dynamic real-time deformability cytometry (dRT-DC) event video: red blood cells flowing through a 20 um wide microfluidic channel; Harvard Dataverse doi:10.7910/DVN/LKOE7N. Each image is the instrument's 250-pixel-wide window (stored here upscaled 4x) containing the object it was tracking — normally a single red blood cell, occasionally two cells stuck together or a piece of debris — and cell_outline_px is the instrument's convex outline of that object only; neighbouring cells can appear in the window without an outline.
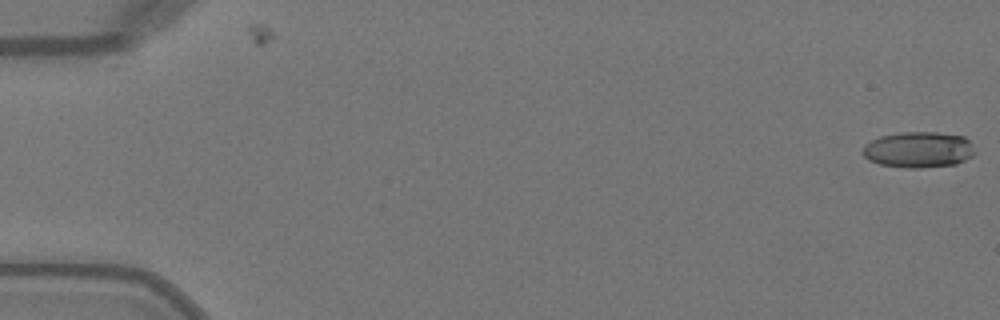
{"species": "Egyptian fruit bat (a non-hibernating species)", "species_latin": "Rousettus aegyptiacus", "temperature_condition": "warm", "stored_images_in_passage": 50, "camera_frame_rate_fps": 3000, "um_per_image_px": 0.085, "animal": {"sex": "female"}, "frame": {"image": 1, "passage_image": 1, "time_ms": 0.0, "image_size_px": [1000, 320], "cell_outline_px": [[976, 152], [972, 156], [956, 164], [920, 168], [904, 168], [880, 164], [868, 160], [860, 152], [864, 144], [880, 136], [900, 132], [936, 132], [964, 136], [972, 144]], "centroid_in_image_um": [78.05, 12.72], "position_along_channel_um": 6.9, "area_um2": 23.76}}
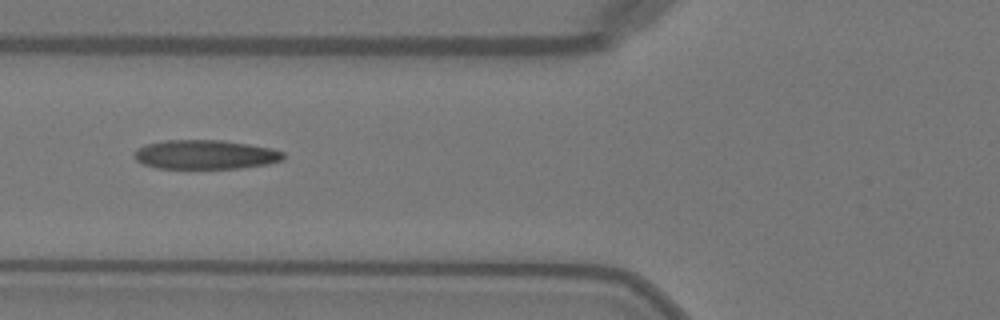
{"frame": {"image": 2, "passage_image": 20, "time_ms": 6.333, "image_size_px": [1000, 320], "cell_outline_px": [[284, 160], [268, 164], [244, 168], [156, 168], [144, 164], [136, 160], [132, 156], [132, 152], [136, 148], [144, 144], [164, 140], [224, 140], [272, 148], [284, 152]], "centroid_in_image_um": [17.43, 13.13], "position_along_channel_um": 108.4, "area_um2": 25.72}}
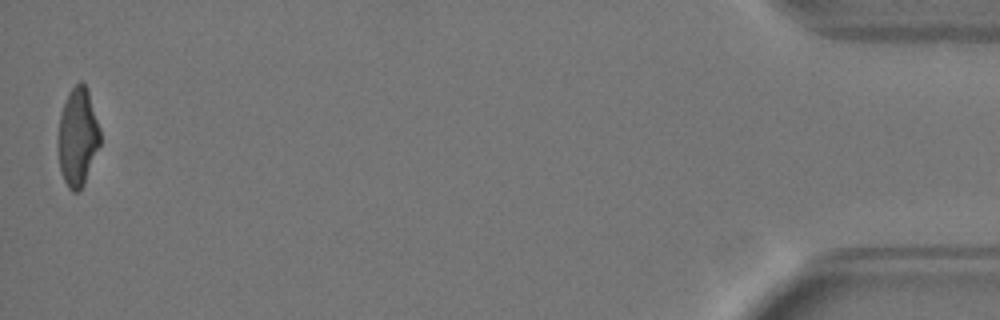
{"frame": {"image": 3, "passage_image": 50, "time_ms": 16.333, "image_size_px": [1000, 320], "cell_outline_px": [[100, 144], [84, 184], [80, 192], [72, 192], [68, 188], [60, 172], [60, 112], [68, 92], [80, 80], [88, 88], [100, 128]], "centroid_in_image_um": [6.63, 11.63], "position_along_channel_um": 428.6, "area_um2": 23.81}, "authors_computed_cell_mechanics": {"area_um2": 25.2586, "velocity_mm_per_s": 4.098, "shape_relaxation_time_tau1_ms": 5.0003, "shape_relaxation_time_tau2_ms": 1.4442, "deformation_change_tau1": 0.2251, "deformation_change_tau2": 0.0884}}